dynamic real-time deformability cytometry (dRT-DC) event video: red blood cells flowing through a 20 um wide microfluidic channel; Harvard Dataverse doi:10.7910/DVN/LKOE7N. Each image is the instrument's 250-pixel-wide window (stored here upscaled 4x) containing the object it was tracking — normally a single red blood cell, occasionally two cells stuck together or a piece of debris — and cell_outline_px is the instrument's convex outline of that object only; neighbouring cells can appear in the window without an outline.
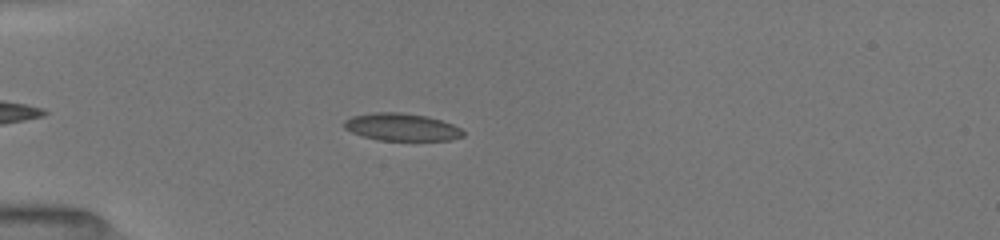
{"species": "common noctule bat (a hibernating species)", "species_latin": "Nyctalus noctula", "temperature_condition": "room temperature", "stored_images_in_passage": 42, "camera_frame_rate_fps": 3000, "um_per_image_px": 0.085, "animal": {"sex": "female", "body_mass_g": 19.5, "forearm_length_mm": 54.1}, "frame": {"image": 1, "passage_image": 9, "time_ms": 2.667, "image_size_px": [1000, 240], "cell_outline_px": [[464, 136], [448, 140], [376, 140], [352, 132], [344, 128], [344, 120], [352, 116], [372, 112], [400, 112], [428, 116], [452, 124], [460, 128], [464, 132]], "centroid_in_image_um": [34.13, 10.79], "position_along_channel_um": 50.9, "area_um2": 19.02}}
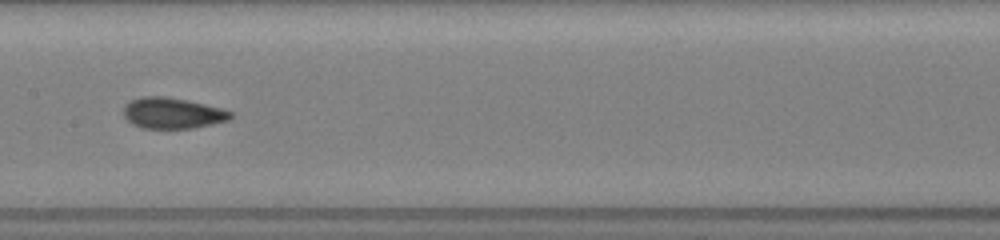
{"frame": {"image": 2, "passage_image": 21, "time_ms": 6.667, "image_size_px": [1000, 240], "cell_outline_px": [[232, 116], [228, 120], [212, 124], [192, 128], [140, 128], [132, 124], [124, 116], [124, 108], [132, 100], [144, 96], [168, 96], [204, 104], [220, 108], [232, 112]], "centroid_in_image_um": [14.65, 9.62], "position_along_channel_um": 192.7, "area_um2": 19.07}}
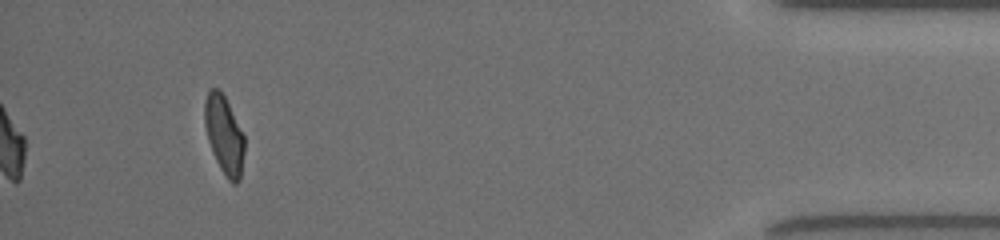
{"frame": {"image": 3, "passage_image": 42, "time_ms": 13.667, "image_size_px": [1000, 240], "cell_outline_px": [[244, 152], [240, 180], [236, 184], [232, 184], [228, 180], [220, 168], [212, 152], [208, 140], [204, 124], [204, 104], [208, 92], [212, 88], [216, 88], [224, 96], [244, 136]], "centroid_in_image_um": [19.04, 11.51], "position_along_channel_um": 416.2, "area_um2": 17.92}, "authors_computed_cell_mechanics": {"area_um2": 18.8428, "velocity_mm_per_s": 4.0259, "shape_relaxation_time_tau1_ms": 4.4985, "shape_relaxation_time_tau2_ms": 1.5553, "deformation_change_tau1": 0.1353, "deformation_change_tau2": 0.0649}}